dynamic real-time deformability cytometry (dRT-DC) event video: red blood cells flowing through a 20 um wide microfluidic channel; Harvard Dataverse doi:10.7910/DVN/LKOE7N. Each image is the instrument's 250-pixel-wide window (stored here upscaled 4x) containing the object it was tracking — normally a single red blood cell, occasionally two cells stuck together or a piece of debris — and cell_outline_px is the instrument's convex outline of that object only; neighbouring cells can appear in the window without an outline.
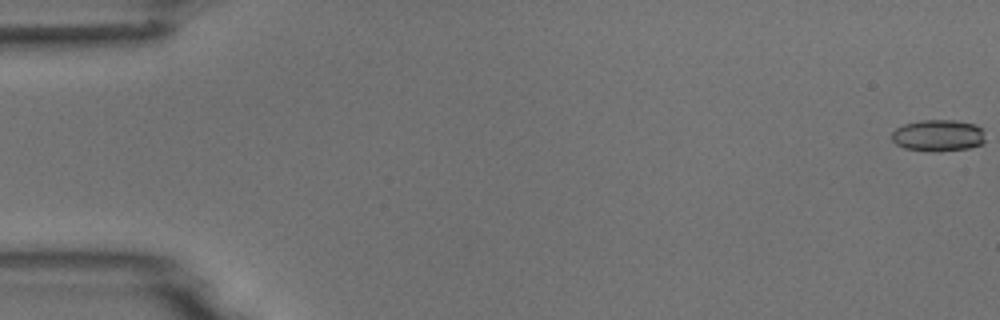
{"species": "common noctule bat (a hibernating species)", "species_latin": "Nyctalus noctula", "temperature_condition": "room temperature", "stored_images_in_passage": 8, "camera_frame_rate_fps": 3000, "um_per_image_px": 0.085, "animal": {"sex": "male", "body_mass_g": 18.8}, "frame": {"image": 1, "passage_image": 1, "time_ms": 0.0, "image_size_px": [1000, 320], "cell_outline_px": [[984, 144], [968, 148], [940, 152], [928, 152], [904, 148], [896, 144], [892, 140], [892, 132], [896, 128], [904, 124], [920, 120], [956, 120], [976, 124], [984, 128]], "centroid_in_image_um": [79.77, 11.52], "position_along_channel_um": 5.2, "area_um2": 17.69}}
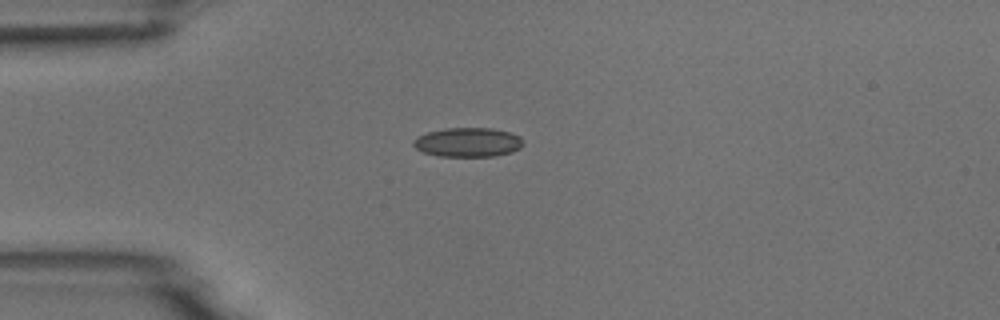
{"frame": {"image": 2, "passage_image": 5, "time_ms": 4.667, "image_size_px": [1000, 320], "cell_outline_px": [[524, 144], [520, 148], [512, 152], [496, 156], [440, 156], [424, 152], [416, 148], [412, 144], [412, 140], [416, 136], [428, 132], [444, 128], [492, 128], [508, 132], [520, 136], [524, 140]], "centroid_in_image_um": [39.78, 12.09], "position_along_channel_um": 45.2, "area_um2": 18.84}}